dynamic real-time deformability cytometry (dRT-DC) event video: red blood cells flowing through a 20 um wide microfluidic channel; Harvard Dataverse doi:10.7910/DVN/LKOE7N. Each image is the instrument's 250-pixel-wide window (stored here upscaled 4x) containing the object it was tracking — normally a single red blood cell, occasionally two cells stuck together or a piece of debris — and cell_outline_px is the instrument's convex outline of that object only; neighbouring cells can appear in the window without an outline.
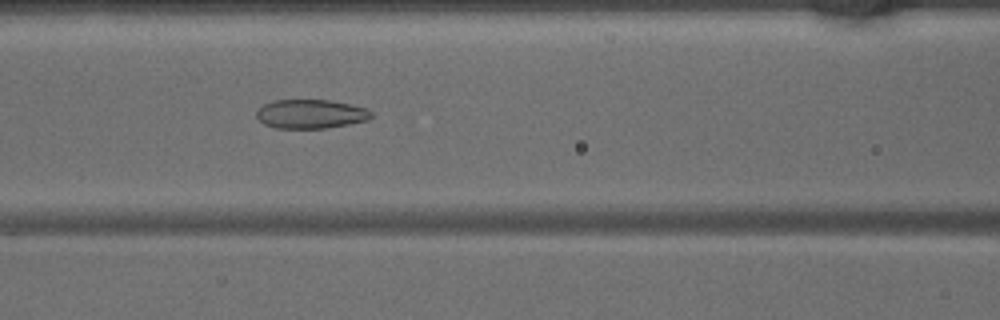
{"species": "common noctule bat (a hibernating species)", "species_latin": "Nyctalus noctula", "temperature_condition": "warm", "stored_images_in_passage": 45, "camera_frame_rate_fps": 3000, "um_per_image_px": 0.085, "animal": {"sex": "male", "body_mass_g": 15.6}, "frame": {"image": 1, "passage_image": 19, "time_ms": 6.0, "image_size_px": [1000, 320], "cell_outline_px": [[372, 116], [368, 120], [348, 124], [324, 128], [276, 128], [264, 124], [256, 116], [256, 108], [272, 100], [328, 100], [352, 104], [368, 108], [372, 112]], "centroid_in_image_um": [26.4, 9.68], "position_along_channel_um": 140.2, "area_um2": 19.54}}
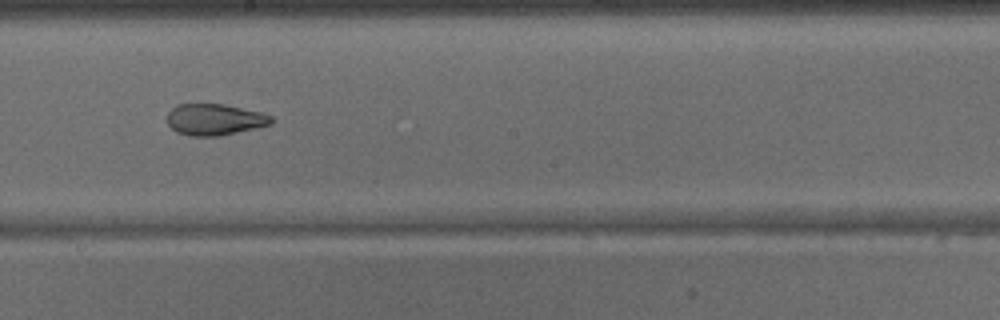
{"frame": {"image": 2, "passage_image": 25, "time_ms": 8.0, "image_size_px": [1000, 320], "cell_outline_px": [[272, 124], [220, 136], [192, 136], [176, 132], [168, 124], [168, 112], [176, 104], [224, 104], [260, 112], [272, 116]], "centroid_in_image_um": [18.23, 10.16], "position_along_channel_um": 230.0, "area_um2": 18.96}}
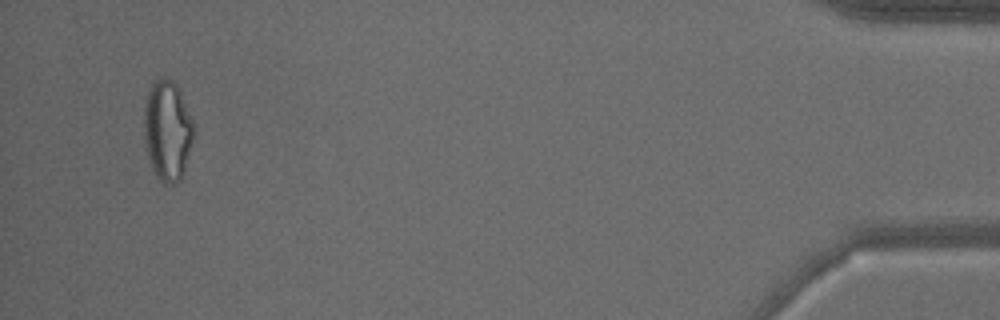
{"frame": {"image": 3, "passage_image": 43, "time_ms": 14.0, "image_size_px": [1000, 320], "cell_outline_px": [[196, 128], [184, 172], [180, 180], [176, 184], [164, 184], [156, 176], [148, 160], [144, 144], [144, 108], [148, 92], [152, 84], [160, 76], [172, 80], [176, 84], [180, 92]], "centroid_in_image_um": [14.23, 11.12], "position_along_channel_um": 421.0, "area_um2": 29.36}}